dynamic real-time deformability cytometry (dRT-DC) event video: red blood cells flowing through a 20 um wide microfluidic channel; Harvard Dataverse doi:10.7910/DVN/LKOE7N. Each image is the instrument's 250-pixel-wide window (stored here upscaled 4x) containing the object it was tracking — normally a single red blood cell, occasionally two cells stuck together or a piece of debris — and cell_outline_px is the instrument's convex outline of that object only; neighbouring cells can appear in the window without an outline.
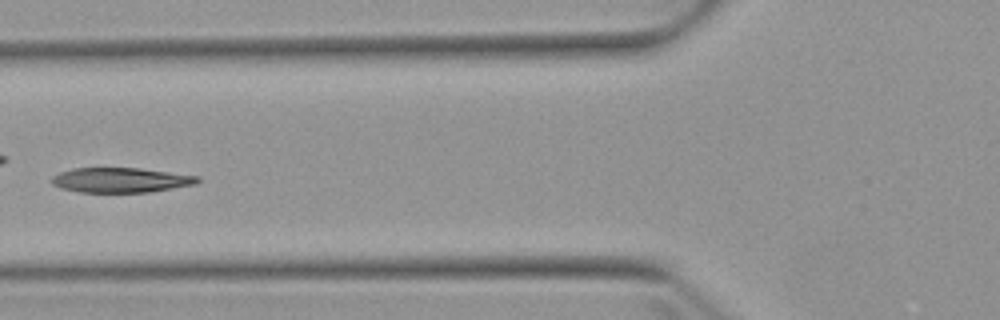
{"species": "Egyptian fruit bat (a non-hibernating species)", "species_latin": "Rousettus aegyptiacus", "temperature_condition": "warm", "stored_images_in_passage": 7, "camera_frame_rate_fps": 3000, "um_per_image_px": 0.085, "animal": {"sex": "female"}, "frame": {"image": 1, "passage_image": 6, "time_ms": 6.0, "image_size_px": [1000, 320], "cell_outline_px": [[200, 180], [196, 184], [148, 192], [80, 192], [60, 188], [52, 184], [52, 176], [60, 172], [72, 168], [140, 168], [200, 176]], "centroid_in_image_um": [10.26, 15.3], "position_along_channel_um": 115.5, "area_um2": 21.1}}
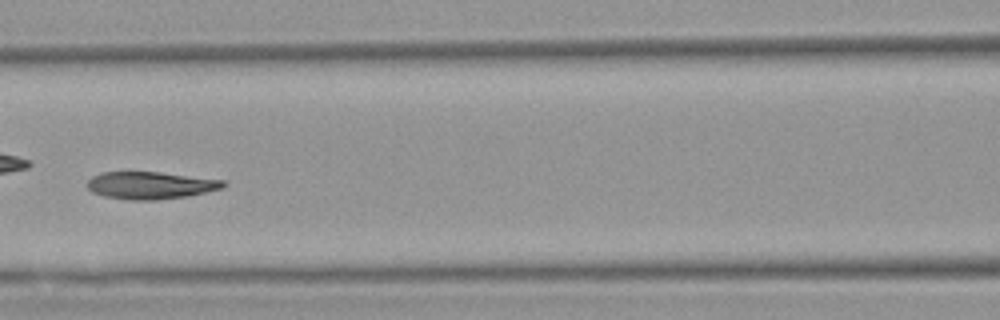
{"frame": {"image": 2, "passage_image": 7, "time_ms": 7.0, "image_size_px": [1000, 320], "cell_outline_px": [[228, 184], [224, 188], [188, 196], [156, 200], [128, 200], [104, 196], [92, 192], [84, 184], [92, 176], [100, 172], [160, 172], [224, 180]], "centroid_in_image_um": [12.78, 15.75], "position_along_channel_um": 153.8, "area_um2": 21.91}}